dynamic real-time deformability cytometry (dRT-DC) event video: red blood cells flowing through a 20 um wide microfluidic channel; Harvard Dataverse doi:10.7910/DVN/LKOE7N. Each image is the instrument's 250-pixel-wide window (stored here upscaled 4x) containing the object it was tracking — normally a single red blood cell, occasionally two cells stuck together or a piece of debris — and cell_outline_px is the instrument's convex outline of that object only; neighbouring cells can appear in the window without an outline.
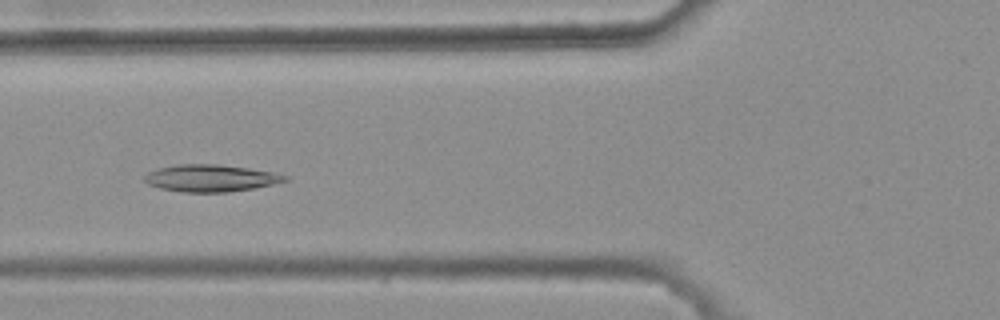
{"species": "common noctule bat (a hibernating species)", "species_latin": "Nyctalus noctula", "temperature_condition": "warm", "stored_images_in_passage": 30, "camera_frame_rate_fps": 3000, "um_per_image_px": 0.085, "animal": {"sex": "female", "body_mass_g": 25.1}, "frame": {"image": 1, "passage_image": 8, "time_ms": 2.333, "image_size_px": [1000, 320], "cell_outline_px": [[288, 180], [272, 184], [252, 188], [228, 192], [184, 192], [160, 188], [148, 184], [144, 180], [144, 176], [148, 172], [160, 168], [176, 164], [216, 164], [248, 168], [272, 172], [288, 176]], "centroid_in_image_um": [17.88, 15.14], "position_along_channel_um": 107.9, "area_um2": 21.91}}
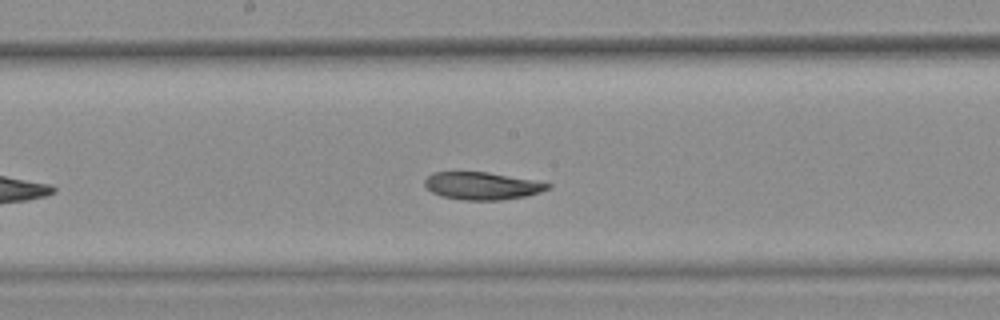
{"frame": {"image": 2, "passage_image": 16, "time_ms": 5.0, "image_size_px": [1000, 320], "cell_outline_px": [[552, 188], [540, 192], [524, 196], [500, 200], [460, 200], [440, 196], [432, 192], [424, 184], [424, 180], [432, 172], [488, 172], [532, 180], [552, 184]], "centroid_in_image_um": [40.96, 15.8], "position_along_channel_um": 207.2, "area_um2": 19.71}}
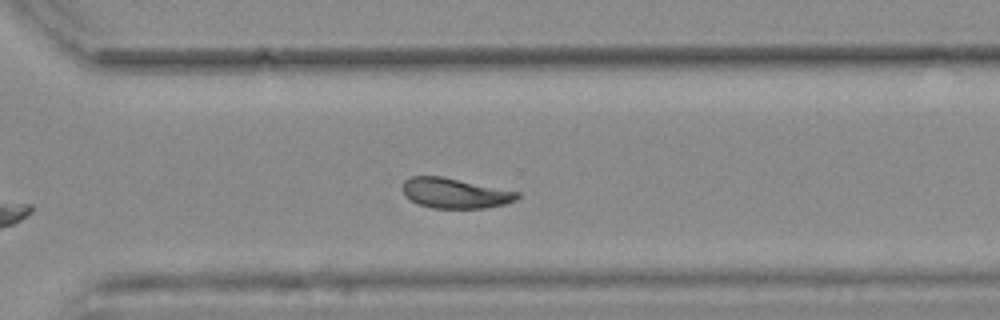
{"frame": {"image": 3, "passage_image": 26, "time_ms": 8.333, "image_size_px": [1000, 320], "cell_outline_px": [[520, 196], [516, 200], [504, 204], [484, 208], [432, 208], [420, 204], [404, 196], [404, 180], [412, 176], [440, 176], [520, 192]], "centroid_in_image_um": [38.69, 16.42], "position_along_channel_um": 331.9, "area_um2": 19.88}, "authors_computed_cell_mechanics": {"area_um2": 20.6346, "velocity_mm_per_s": 3.7303, "shape_relaxation_time_tau1_ms": null, "shape_relaxation_time_tau2_ms": 3.9927, "deformation_change_tau1": null, "deformation_change_tau2": 0.0974}}